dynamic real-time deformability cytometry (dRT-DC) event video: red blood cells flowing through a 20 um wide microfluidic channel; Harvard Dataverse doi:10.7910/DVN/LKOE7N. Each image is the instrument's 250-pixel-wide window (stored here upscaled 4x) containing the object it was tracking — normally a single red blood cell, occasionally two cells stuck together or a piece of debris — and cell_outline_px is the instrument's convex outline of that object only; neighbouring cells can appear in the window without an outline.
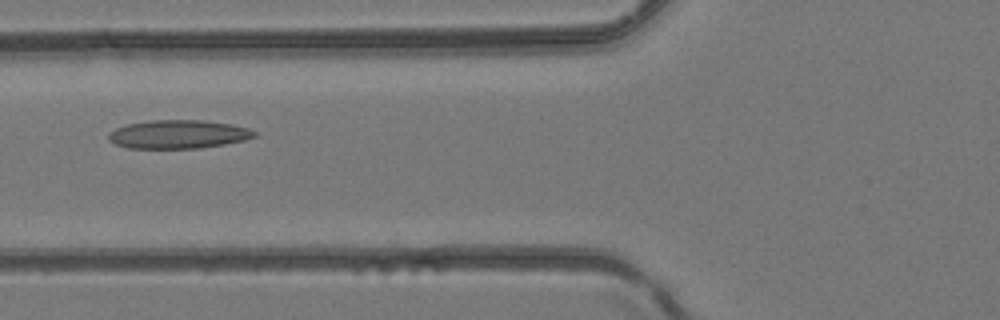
{"species": "common noctule bat (a hibernating species)", "species_latin": "Nyctalus noctula", "temperature_condition": "room temperature", "stored_images_in_passage": 4, "camera_frame_rate_fps": 3000, "um_per_image_px": 0.085, "animal": {"sex": "female", "body_mass_g": 24.6, "forearm_length_mm": 56.2}, "frame": {"image": 1, "passage_image": 4, "time_ms": 1.0, "image_size_px": [1000, 320], "cell_outline_px": [[256, 136], [244, 140], [224, 144], [200, 148], [128, 148], [116, 144], [108, 140], [108, 132], [116, 128], [128, 124], [152, 120], [204, 120], [232, 124], [248, 128], [256, 132]], "centroid_in_image_um": [15.15, 11.41], "position_along_channel_um": 110.7, "area_um2": 24.22}}